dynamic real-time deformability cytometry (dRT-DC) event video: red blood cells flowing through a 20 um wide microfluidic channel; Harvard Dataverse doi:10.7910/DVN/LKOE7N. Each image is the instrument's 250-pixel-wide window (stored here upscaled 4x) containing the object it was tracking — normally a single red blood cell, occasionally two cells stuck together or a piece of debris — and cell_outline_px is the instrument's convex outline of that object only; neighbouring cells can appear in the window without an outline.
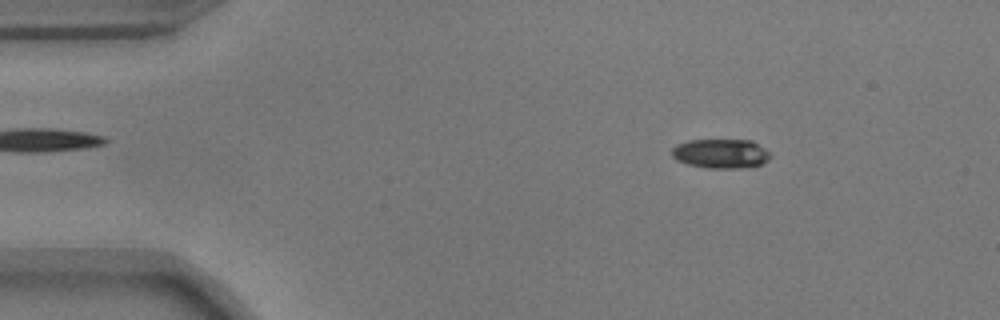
{"species": "common noctule bat (a hibernating species)", "species_latin": "Nyctalus noctula", "temperature_condition": "warm", "stored_images_in_passage": 17, "camera_frame_rate_fps": 3000, "um_per_image_px": 0.085, "animal": {"sex": "male", "body_mass_g": 17.9}, "frame": {"image": 1, "passage_image": 8, "time_ms": 2.333, "image_size_px": [1000, 320], "cell_outline_px": [[772, 156], [768, 160], [760, 164], [744, 168], [708, 168], [688, 164], [676, 160], [672, 156], [672, 148], [676, 144], [688, 140], [752, 140], [772, 152]], "centroid_in_image_um": [61.29, 13.05], "position_along_channel_um": 23.7, "area_um2": 17.05}}
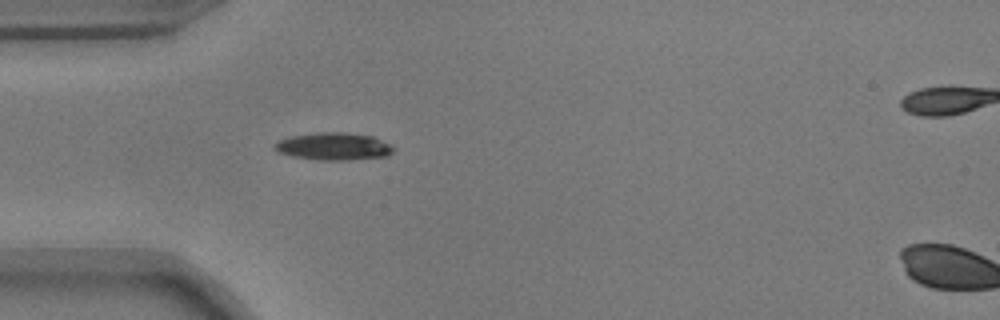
{"frame": {"image": 2, "passage_image": 16, "time_ms": 5.0, "image_size_px": [1000, 320], "cell_outline_px": [[396, 148], [388, 156], [348, 160], [324, 160], [296, 156], [280, 152], [272, 148], [272, 144], [280, 140], [292, 136], [316, 132], [344, 132], [372, 136], [392, 144]], "centroid_in_image_um": [28.41, 12.43], "position_along_channel_um": 56.6, "area_um2": 18.96}}